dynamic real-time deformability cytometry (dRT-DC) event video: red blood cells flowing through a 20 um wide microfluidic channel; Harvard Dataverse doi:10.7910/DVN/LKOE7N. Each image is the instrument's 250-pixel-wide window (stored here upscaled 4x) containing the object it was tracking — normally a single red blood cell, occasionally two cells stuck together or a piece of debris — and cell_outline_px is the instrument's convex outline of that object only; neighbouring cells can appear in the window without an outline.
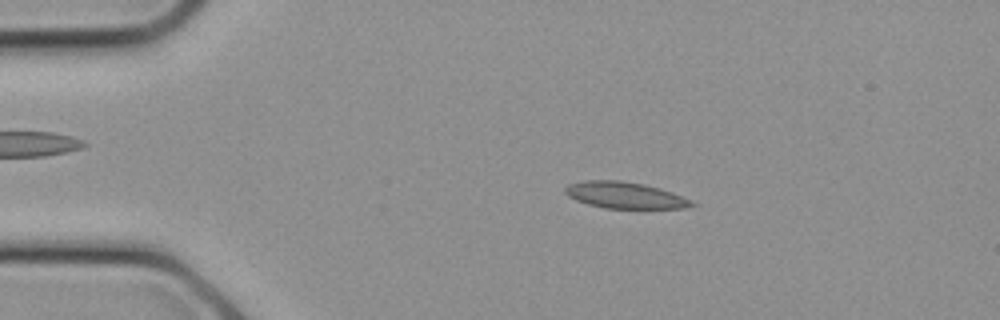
{"species": "common noctule bat (a hibernating species)", "species_latin": "Nyctalus noctula", "temperature_condition": "cold", "stored_images_in_passage": 13, "camera_frame_rate_fps": 3000, "um_per_image_px": 0.085, "animal": {"sex": "female", "body_mass_g": 21.9}, "frame": {"image": 1, "passage_image": 4, "time_ms": 1.0, "image_size_px": [1000, 320], "cell_outline_px": [[696, 204], [684, 208], [604, 208], [588, 204], [576, 200], [568, 196], [564, 192], [564, 188], [568, 184], [584, 180], [620, 180], [644, 184], [660, 188], [672, 192], [692, 200]], "centroid_in_image_um": [53.09, 16.58], "position_along_channel_um": 31.9, "area_um2": 19.54}}
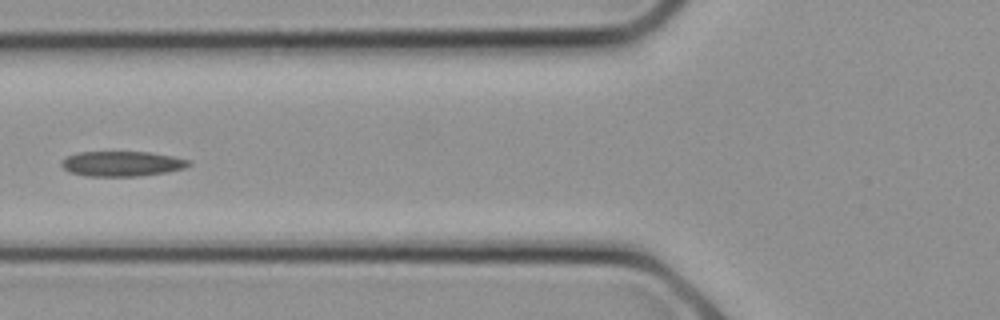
{"frame": {"image": 2, "passage_image": 9, "time_ms": 2.667, "image_size_px": [1000, 320], "cell_outline_px": [[192, 164], [184, 168], [168, 172], [136, 176], [88, 176], [68, 172], [60, 164], [60, 160], [64, 156], [76, 152], [148, 152], [172, 156], [192, 160]], "centroid_in_image_um": [10.33, 13.91], "position_along_channel_um": 115.5, "area_um2": 18.84}}
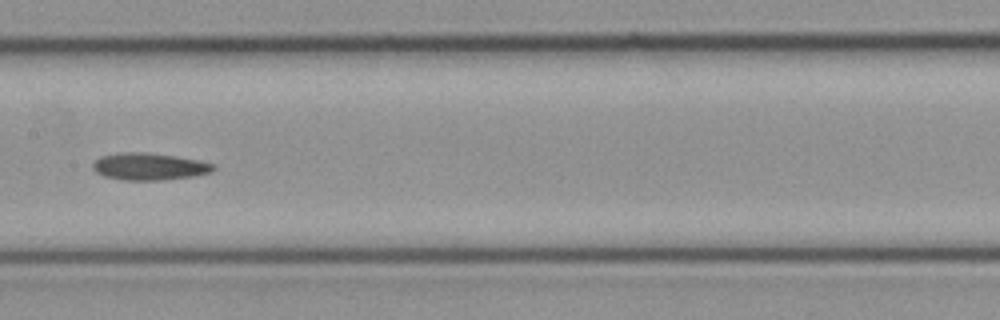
{"frame": {"image": 3, "passage_image": 12, "time_ms": 3.667, "image_size_px": [1000, 320], "cell_outline_px": [[216, 168], [212, 172], [196, 176], [160, 180], [124, 180], [104, 176], [96, 172], [92, 168], [92, 164], [100, 156], [120, 152], [148, 152], [176, 156], [200, 160], [216, 164]], "centroid_in_image_um": [12.72, 14.15], "position_along_channel_um": 194.7, "area_um2": 19.31}}